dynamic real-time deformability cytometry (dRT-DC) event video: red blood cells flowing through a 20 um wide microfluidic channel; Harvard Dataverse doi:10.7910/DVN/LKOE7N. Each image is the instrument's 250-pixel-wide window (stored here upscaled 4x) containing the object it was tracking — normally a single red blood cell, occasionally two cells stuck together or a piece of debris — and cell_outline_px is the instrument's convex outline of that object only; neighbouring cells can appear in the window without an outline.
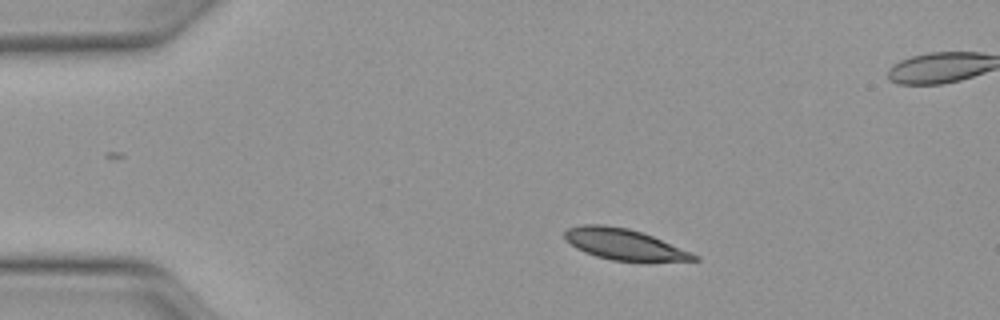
{"species": "Egyptian fruit bat (a non-hibernating species)", "species_latin": "Rousettus aegyptiacus", "temperature_condition": "warm", "stored_images_in_passage": 42, "segment_of_instrument_passage": [1, 2], "camera_frame_rate_fps": 3000, "um_per_image_px": 0.085, "animal": {"sex": "female"}, "frame": {"image": 1, "passage_image": 1, "time_ms": 0.0, "image_size_px": [1000, 320], "cell_outline_px": [[700, 260], [612, 260], [596, 256], [584, 252], [576, 248], [564, 240], [564, 232], [568, 228], [584, 224], [604, 224], [628, 228], [652, 236], [692, 252], [700, 256]], "centroid_in_image_um": [53.0, 20.74], "position_along_channel_um": 32.0, "area_um2": 23.0}}
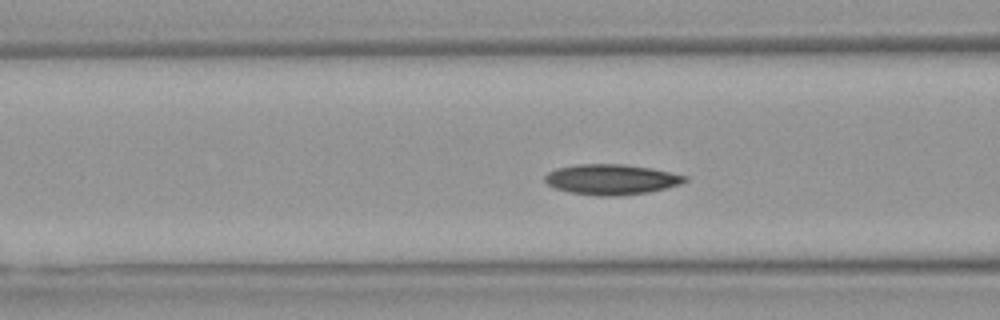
{"frame": {"image": 2, "passage_image": 11, "time_ms": 3.333, "image_size_px": [1000, 320], "cell_outline_px": [[688, 180], [680, 184], [648, 192], [620, 196], [600, 196], [568, 192], [556, 188], [548, 184], [544, 180], [544, 176], [548, 172], [556, 168], [576, 164], [624, 164], [652, 168], [688, 176]], "centroid_in_image_um": [51.96, 15.24], "position_along_channel_um": 114.6, "area_um2": 24.85}}
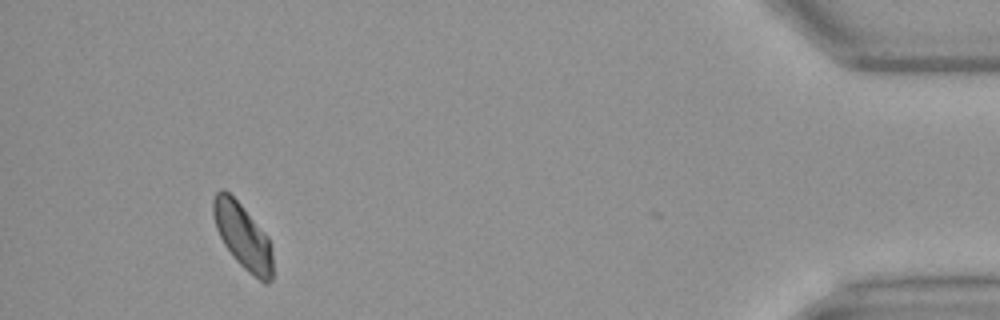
{"frame": {"image": 3, "passage_image": 38, "time_ms": 12.333, "image_size_px": [1000, 320], "cell_outline_px": [[272, 280], [268, 284], [264, 284], [248, 272], [232, 256], [224, 244], [216, 228], [212, 212], [212, 200], [216, 192], [224, 188], [240, 204], [268, 236], [272, 256]], "centroid_in_image_um": [20.63, 20.09], "position_along_channel_um": 414.6, "area_um2": 22.54}}